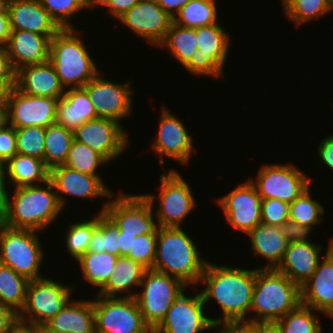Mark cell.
Listing matches in <instances>:
<instances>
[{
    "mask_svg": "<svg viewBox=\"0 0 333 333\" xmlns=\"http://www.w3.org/2000/svg\"><path fill=\"white\" fill-rule=\"evenodd\" d=\"M187 72L198 77L211 76L224 78V70L209 56L197 50L189 61L183 66Z\"/></svg>",
    "mask_w": 333,
    "mask_h": 333,
    "instance_id": "cell-46",
    "label": "cell"
},
{
    "mask_svg": "<svg viewBox=\"0 0 333 333\" xmlns=\"http://www.w3.org/2000/svg\"><path fill=\"white\" fill-rule=\"evenodd\" d=\"M92 219L71 223L66 231V248L73 260L87 253L94 229L97 227V213Z\"/></svg>",
    "mask_w": 333,
    "mask_h": 333,
    "instance_id": "cell-41",
    "label": "cell"
},
{
    "mask_svg": "<svg viewBox=\"0 0 333 333\" xmlns=\"http://www.w3.org/2000/svg\"><path fill=\"white\" fill-rule=\"evenodd\" d=\"M76 30L61 29L50 41L49 62L65 90L84 87L100 74L81 32Z\"/></svg>",
    "mask_w": 333,
    "mask_h": 333,
    "instance_id": "cell-5",
    "label": "cell"
},
{
    "mask_svg": "<svg viewBox=\"0 0 333 333\" xmlns=\"http://www.w3.org/2000/svg\"><path fill=\"white\" fill-rule=\"evenodd\" d=\"M216 201L235 230L248 234L261 224L262 197L249 179Z\"/></svg>",
    "mask_w": 333,
    "mask_h": 333,
    "instance_id": "cell-17",
    "label": "cell"
},
{
    "mask_svg": "<svg viewBox=\"0 0 333 333\" xmlns=\"http://www.w3.org/2000/svg\"><path fill=\"white\" fill-rule=\"evenodd\" d=\"M4 120L3 114L0 112V123Z\"/></svg>",
    "mask_w": 333,
    "mask_h": 333,
    "instance_id": "cell-64",
    "label": "cell"
},
{
    "mask_svg": "<svg viewBox=\"0 0 333 333\" xmlns=\"http://www.w3.org/2000/svg\"><path fill=\"white\" fill-rule=\"evenodd\" d=\"M157 233L143 234L133 240L132 250L126 257L138 262L147 270L152 269L155 261Z\"/></svg>",
    "mask_w": 333,
    "mask_h": 333,
    "instance_id": "cell-45",
    "label": "cell"
},
{
    "mask_svg": "<svg viewBox=\"0 0 333 333\" xmlns=\"http://www.w3.org/2000/svg\"><path fill=\"white\" fill-rule=\"evenodd\" d=\"M314 312V313H313ZM317 311L300 304L277 322L280 333H324Z\"/></svg>",
    "mask_w": 333,
    "mask_h": 333,
    "instance_id": "cell-38",
    "label": "cell"
},
{
    "mask_svg": "<svg viewBox=\"0 0 333 333\" xmlns=\"http://www.w3.org/2000/svg\"><path fill=\"white\" fill-rule=\"evenodd\" d=\"M215 329H218L219 333H256L254 328L245 321L220 323L215 325Z\"/></svg>",
    "mask_w": 333,
    "mask_h": 333,
    "instance_id": "cell-54",
    "label": "cell"
},
{
    "mask_svg": "<svg viewBox=\"0 0 333 333\" xmlns=\"http://www.w3.org/2000/svg\"><path fill=\"white\" fill-rule=\"evenodd\" d=\"M96 333H153L144 322L135 297L93 298Z\"/></svg>",
    "mask_w": 333,
    "mask_h": 333,
    "instance_id": "cell-11",
    "label": "cell"
},
{
    "mask_svg": "<svg viewBox=\"0 0 333 333\" xmlns=\"http://www.w3.org/2000/svg\"><path fill=\"white\" fill-rule=\"evenodd\" d=\"M201 283L206 287L200 291L205 305L212 299L219 304L222 318L215 319V325L224 322H247L251 310L255 287V269H242L208 261Z\"/></svg>",
    "mask_w": 333,
    "mask_h": 333,
    "instance_id": "cell-1",
    "label": "cell"
},
{
    "mask_svg": "<svg viewBox=\"0 0 333 333\" xmlns=\"http://www.w3.org/2000/svg\"><path fill=\"white\" fill-rule=\"evenodd\" d=\"M36 329H37L38 333H61L58 331L50 330L45 324L36 326Z\"/></svg>",
    "mask_w": 333,
    "mask_h": 333,
    "instance_id": "cell-62",
    "label": "cell"
},
{
    "mask_svg": "<svg viewBox=\"0 0 333 333\" xmlns=\"http://www.w3.org/2000/svg\"><path fill=\"white\" fill-rule=\"evenodd\" d=\"M16 88L31 96L61 98L65 94L54 66L48 61L43 64L27 65L16 71Z\"/></svg>",
    "mask_w": 333,
    "mask_h": 333,
    "instance_id": "cell-24",
    "label": "cell"
},
{
    "mask_svg": "<svg viewBox=\"0 0 333 333\" xmlns=\"http://www.w3.org/2000/svg\"><path fill=\"white\" fill-rule=\"evenodd\" d=\"M17 153L15 128L3 120L0 123V168Z\"/></svg>",
    "mask_w": 333,
    "mask_h": 333,
    "instance_id": "cell-48",
    "label": "cell"
},
{
    "mask_svg": "<svg viewBox=\"0 0 333 333\" xmlns=\"http://www.w3.org/2000/svg\"><path fill=\"white\" fill-rule=\"evenodd\" d=\"M119 234V227L105 212L97 213V227L94 229L87 252H107L118 256Z\"/></svg>",
    "mask_w": 333,
    "mask_h": 333,
    "instance_id": "cell-39",
    "label": "cell"
},
{
    "mask_svg": "<svg viewBox=\"0 0 333 333\" xmlns=\"http://www.w3.org/2000/svg\"><path fill=\"white\" fill-rule=\"evenodd\" d=\"M7 10L11 30H26L50 39L61 30L40 0H9Z\"/></svg>",
    "mask_w": 333,
    "mask_h": 333,
    "instance_id": "cell-22",
    "label": "cell"
},
{
    "mask_svg": "<svg viewBox=\"0 0 333 333\" xmlns=\"http://www.w3.org/2000/svg\"><path fill=\"white\" fill-rule=\"evenodd\" d=\"M318 157L331 171L333 170V135L326 136L318 146Z\"/></svg>",
    "mask_w": 333,
    "mask_h": 333,
    "instance_id": "cell-51",
    "label": "cell"
},
{
    "mask_svg": "<svg viewBox=\"0 0 333 333\" xmlns=\"http://www.w3.org/2000/svg\"><path fill=\"white\" fill-rule=\"evenodd\" d=\"M49 180L54 186L58 201L62 208L65 207V196L76 198H110L113 192L104 183L100 175H89L64 165L50 169Z\"/></svg>",
    "mask_w": 333,
    "mask_h": 333,
    "instance_id": "cell-20",
    "label": "cell"
},
{
    "mask_svg": "<svg viewBox=\"0 0 333 333\" xmlns=\"http://www.w3.org/2000/svg\"><path fill=\"white\" fill-rule=\"evenodd\" d=\"M138 37L156 47L165 39L173 18L156 0H140L118 19Z\"/></svg>",
    "mask_w": 333,
    "mask_h": 333,
    "instance_id": "cell-19",
    "label": "cell"
},
{
    "mask_svg": "<svg viewBox=\"0 0 333 333\" xmlns=\"http://www.w3.org/2000/svg\"><path fill=\"white\" fill-rule=\"evenodd\" d=\"M201 293L189 297L182 292L153 333H201L215 329V318L205 314Z\"/></svg>",
    "mask_w": 333,
    "mask_h": 333,
    "instance_id": "cell-13",
    "label": "cell"
},
{
    "mask_svg": "<svg viewBox=\"0 0 333 333\" xmlns=\"http://www.w3.org/2000/svg\"><path fill=\"white\" fill-rule=\"evenodd\" d=\"M11 31L8 10L6 8L0 12V46L7 47Z\"/></svg>",
    "mask_w": 333,
    "mask_h": 333,
    "instance_id": "cell-57",
    "label": "cell"
},
{
    "mask_svg": "<svg viewBox=\"0 0 333 333\" xmlns=\"http://www.w3.org/2000/svg\"><path fill=\"white\" fill-rule=\"evenodd\" d=\"M183 227H159L152 270L175 276L187 288L201 284L208 260Z\"/></svg>",
    "mask_w": 333,
    "mask_h": 333,
    "instance_id": "cell-2",
    "label": "cell"
},
{
    "mask_svg": "<svg viewBox=\"0 0 333 333\" xmlns=\"http://www.w3.org/2000/svg\"><path fill=\"white\" fill-rule=\"evenodd\" d=\"M118 256L107 252L83 254L78 260L84 281L99 290L108 282L115 270Z\"/></svg>",
    "mask_w": 333,
    "mask_h": 333,
    "instance_id": "cell-32",
    "label": "cell"
},
{
    "mask_svg": "<svg viewBox=\"0 0 333 333\" xmlns=\"http://www.w3.org/2000/svg\"><path fill=\"white\" fill-rule=\"evenodd\" d=\"M327 2L331 5V7L333 8V0H327Z\"/></svg>",
    "mask_w": 333,
    "mask_h": 333,
    "instance_id": "cell-65",
    "label": "cell"
},
{
    "mask_svg": "<svg viewBox=\"0 0 333 333\" xmlns=\"http://www.w3.org/2000/svg\"><path fill=\"white\" fill-rule=\"evenodd\" d=\"M256 333H280L277 321H249Z\"/></svg>",
    "mask_w": 333,
    "mask_h": 333,
    "instance_id": "cell-59",
    "label": "cell"
},
{
    "mask_svg": "<svg viewBox=\"0 0 333 333\" xmlns=\"http://www.w3.org/2000/svg\"><path fill=\"white\" fill-rule=\"evenodd\" d=\"M281 231L284 237L293 242H310V233L313 229L300 225L290 219L284 222L281 226Z\"/></svg>",
    "mask_w": 333,
    "mask_h": 333,
    "instance_id": "cell-49",
    "label": "cell"
},
{
    "mask_svg": "<svg viewBox=\"0 0 333 333\" xmlns=\"http://www.w3.org/2000/svg\"><path fill=\"white\" fill-rule=\"evenodd\" d=\"M59 99L43 96H31L13 88L4 121L14 127L39 126L47 128L55 124Z\"/></svg>",
    "mask_w": 333,
    "mask_h": 333,
    "instance_id": "cell-16",
    "label": "cell"
},
{
    "mask_svg": "<svg viewBox=\"0 0 333 333\" xmlns=\"http://www.w3.org/2000/svg\"><path fill=\"white\" fill-rule=\"evenodd\" d=\"M1 169L4 178L15 188L44 184L50 176V169L43 160L19 153L10 158Z\"/></svg>",
    "mask_w": 333,
    "mask_h": 333,
    "instance_id": "cell-30",
    "label": "cell"
},
{
    "mask_svg": "<svg viewBox=\"0 0 333 333\" xmlns=\"http://www.w3.org/2000/svg\"><path fill=\"white\" fill-rule=\"evenodd\" d=\"M123 128L122 123L98 117L78 127L73 132L74 140L87 145L108 162H112L128 149L130 138Z\"/></svg>",
    "mask_w": 333,
    "mask_h": 333,
    "instance_id": "cell-15",
    "label": "cell"
},
{
    "mask_svg": "<svg viewBox=\"0 0 333 333\" xmlns=\"http://www.w3.org/2000/svg\"><path fill=\"white\" fill-rule=\"evenodd\" d=\"M50 41L51 39L45 35L26 30H12L7 50L14 70L48 62Z\"/></svg>",
    "mask_w": 333,
    "mask_h": 333,
    "instance_id": "cell-23",
    "label": "cell"
},
{
    "mask_svg": "<svg viewBox=\"0 0 333 333\" xmlns=\"http://www.w3.org/2000/svg\"><path fill=\"white\" fill-rule=\"evenodd\" d=\"M153 211V206L143 194L128 195L120 191L119 194H113L108 201H105L99 213L105 212L123 235L137 237L158 233L159 226Z\"/></svg>",
    "mask_w": 333,
    "mask_h": 333,
    "instance_id": "cell-10",
    "label": "cell"
},
{
    "mask_svg": "<svg viewBox=\"0 0 333 333\" xmlns=\"http://www.w3.org/2000/svg\"><path fill=\"white\" fill-rule=\"evenodd\" d=\"M73 290L71 285L45 276L29 281L24 307L17 315L18 323L31 327L44 325L71 300Z\"/></svg>",
    "mask_w": 333,
    "mask_h": 333,
    "instance_id": "cell-8",
    "label": "cell"
},
{
    "mask_svg": "<svg viewBox=\"0 0 333 333\" xmlns=\"http://www.w3.org/2000/svg\"><path fill=\"white\" fill-rule=\"evenodd\" d=\"M313 275L300 287L301 304L328 317L333 313V239Z\"/></svg>",
    "mask_w": 333,
    "mask_h": 333,
    "instance_id": "cell-21",
    "label": "cell"
},
{
    "mask_svg": "<svg viewBox=\"0 0 333 333\" xmlns=\"http://www.w3.org/2000/svg\"><path fill=\"white\" fill-rule=\"evenodd\" d=\"M10 333H38L36 327L17 324Z\"/></svg>",
    "mask_w": 333,
    "mask_h": 333,
    "instance_id": "cell-61",
    "label": "cell"
},
{
    "mask_svg": "<svg viewBox=\"0 0 333 333\" xmlns=\"http://www.w3.org/2000/svg\"><path fill=\"white\" fill-rule=\"evenodd\" d=\"M139 1L140 0H92V7L93 9L106 7L112 18L118 19L126 11L138 4Z\"/></svg>",
    "mask_w": 333,
    "mask_h": 333,
    "instance_id": "cell-50",
    "label": "cell"
},
{
    "mask_svg": "<svg viewBox=\"0 0 333 333\" xmlns=\"http://www.w3.org/2000/svg\"><path fill=\"white\" fill-rule=\"evenodd\" d=\"M310 187L290 203L289 219L311 229L323 222L325 208L322 203L314 200Z\"/></svg>",
    "mask_w": 333,
    "mask_h": 333,
    "instance_id": "cell-40",
    "label": "cell"
},
{
    "mask_svg": "<svg viewBox=\"0 0 333 333\" xmlns=\"http://www.w3.org/2000/svg\"><path fill=\"white\" fill-rule=\"evenodd\" d=\"M322 250V246L312 241L290 243L276 269L301 287L315 272Z\"/></svg>",
    "mask_w": 333,
    "mask_h": 333,
    "instance_id": "cell-25",
    "label": "cell"
},
{
    "mask_svg": "<svg viewBox=\"0 0 333 333\" xmlns=\"http://www.w3.org/2000/svg\"><path fill=\"white\" fill-rule=\"evenodd\" d=\"M249 179L262 199L292 203L311 185V178L292 164H265L256 177Z\"/></svg>",
    "mask_w": 333,
    "mask_h": 333,
    "instance_id": "cell-12",
    "label": "cell"
},
{
    "mask_svg": "<svg viewBox=\"0 0 333 333\" xmlns=\"http://www.w3.org/2000/svg\"><path fill=\"white\" fill-rule=\"evenodd\" d=\"M135 235H123V232H120L117 237L118 243V257L127 256L129 251L132 250V244Z\"/></svg>",
    "mask_w": 333,
    "mask_h": 333,
    "instance_id": "cell-60",
    "label": "cell"
},
{
    "mask_svg": "<svg viewBox=\"0 0 333 333\" xmlns=\"http://www.w3.org/2000/svg\"><path fill=\"white\" fill-rule=\"evenodd\" d=\"M74 133L65 127L53 124L46 128L43 162L51 169L64 165L72 142Z\"/></svg>",
    "mask_w": 333,
    "mask_h": 333,
    "instance_id": "cell-34",
    "label": "cell"
},
{
    "mask_svg": "<svg viewBox=\"0 0 333 333\" xmlns=\"http://www.w3.org/2000/svg\"><path fill=\"white\" fill-rule=\"evenodd\" d=\"M43 8L60 29H75L72 18L82 9H90L92 0H40Z\"/></svg>",
    "mask_w": 333,
    "mask_h": 333,
    "instance_id": "cell-42",
    "label": "cell"
},
{
    "mask_svg": "<svg viewBox=\"0 0 333 333\" xmlns=\"http://www.w3.org/2000/svg\"><path fill=\"white\" fill-rule=\"evenodd\" d=\"M6 185V179L4 178L3 171L0 168V225L4 223L8 210L9 192L7 191L8 188Z\"/></svg>",
    "mask_w": 333,
    "mask_h": 333,
    "instance_id": "cell-56",
    "label": "cell"
},
{
    "mask_svg": "<svg viewBox=\"0 0 333 333\" xmlns=\"http://www.w3.org/2000/svg\"><path fill=\"white\" fill-rule=\"evenodd\" d=\"M216 0H190L173 18V23L197 28L218 23Z\"/></svg>",
    "mask_w": 333,
    "mask_h": 333,
    "instance_id": "cell-35",
    "label": "cell"
},
{
    "mask_svg": "<svg viewBox=\"0 0 333 333\" xmlns=\"http://www.w3.org/2000/svg\"><path fill=\"white\" fill-rule=\"evenodd\" d=\"M12 193V198L8 194L7 216L3 223L9 228L42 232L63 211L50 180L41 185L13 188Z\"/></svg>",
    "mask_w": 333,
    "mask_h": 333,
    "instance_id": "cell-3",
    "label": "cell"
},
{
    "mask_svg": "<svg viewBox=\"0 0 333 333\" xmlns=\"http://www.w3.org/2000/svg\"><path fill=\"white\" fill-rule=\"evenodd\" d=\"M98 118L94 105L83 87L67 89L57 103L55 123L75 131L83 123Z\"/></svg>",
    "mask_w": 333,
    "mask_h": 333,
    "instance_id": "cell-27",
    "label": "cell"
},
{
    "mask_svg": "<svg viewBox=\"0 0 333 333\" xmlns=\"http://www.w3.org/2000/svg\"><path fill=\"white\" fill-rule=\"evenodd\" d=\"M290 203L273 199H262L261 223L281 226L289 219Z\"/></svg>",
    "mask_w": 333,
    "mask_h": 333,
    "instance_id": "cell-47",
    "label": "cell"
},
{
    "mask_svg": "<svg viewBox=\"0 0 333 333\" xmlns=\"http://www.w3.org/2000/svg\"><path fill=\"white\" fill-rule=\"evenodd\" d=\"M14 87H16V80H0V112L3 115L7 110L9 97Z\"/></svg>",
    "mask_w": 333,
    "mask_h": 333,
    "instance_id": "cell-55",
    "label": "cell"
},
{
    "mask_svg": "<svg viewBox=\"0 0 333 333\" xmlns=\"http://www.w3.org/2000/svg\"><path fill=\"white\" fill-rule=\"evenodd\" d=\"M160 7L172 18L178 11L186 5L190 0H156Z\"/></svg>",
    "mask_w": 333,
    "mask_h": 333,
    "instance_id": "cell-58",
    "label": "cell"
},
{
    "mask_svg": "<svg viewBox=\"0 0 333 333\" xmlns=\"http://www.w3.org/2000/svg\"><path fill=\"white\" fill-rule=\"evenodd\" d=\"M301 304L300 287L276 268H255L249 321H278Z\"/></svg>",
    "mask_w": 333,
    "mask_h": 333,
    "instance_id": "cell-4",
    "label": "cell"
},
{
    "mask_svg": "<svg viewBox=\"0 0 333 333\" xmlns=\"http://www.w3.org/2000/svg\"><path fill=\"white\" fill-rule=\"evenodd\" d=\"M285 16L296 27L319 19L333 10L327 0H281Z\"/></svg>",
    "mask_w": 333,
    "mask_h": 333,
    "instance_id": "cell-37",
    "label": "cell"
},
{
    "mask_svg": "<svg viewBox=\"0 0 333 333\" xmlns=\"http://www.w3.org/2000/svg\"><path fill=\"white\" fill-rule=\"evenodd\" d=\"M109 163L102 155L87 145L72 142L64 166L89 175H99L98 168Z\"/></svg>",
    "mask_w": 333,
    "mask_h": 333,
    "instance_id": "cell-43",
    "label": "cell"
},
{
    "mask_svg": "<svg viewBox=\"0 0 333 333\" xmlns=\"http://www.w3.org/2000/svg\"><path fill=\"white\" fill-rule=\"evenodd\" d=\"M9 0H0V12L4 11L7 8Z\"/></svg>",
    "mask_w": 333,
    "mask_h": 333,
    "instance_id": "cell-63",
    "label": "cell"
},
{
    "mask_svg": "<svg viewBox=\"0 0 333 333\" xmlns=\"http://www.w3.org/2000/svg\"><path fill=\"white\" fill-rule=\"evenodd\" d=\"M159 120L158 133L153 146H151V150L157 152L156 154L161 157L159 165L164 168V158L166 156V158L186 166L194 149L192 135H190L182 121L165 106L162 107Z\"/></svg>",
    "mask_w": 333,
    "mask_h": 333,
    "instance_id": "cell-18",
    "label": "cell"
},
{
    "mask_svg": "<svg viewBox=\"0 0 333 333\" xmlns=\"http://www.w3.org/2000/svg\"><path fill=\"white\" fill-rule=\"evenodd\" d=\"M45 325L61 333H96L92 300H70Z\"/></svg>",
    "mask_w": 333,
    "mask_h": 333,
    "instance_id": "cell-26",
    "label": "cell"
},
{
    "mask_svg": "<svg viewBox=\"0 0 333 333\" xmlns=\"http://www.w3.org/2000/svg\"><path fill=\"white\" fill-rule=\"evenodd\" d=\"M167 173V174H166ZM160 176V189L157 196L143 194L155 208L156 197L158 205L154 211L159 227H181L186 217L195 210L196 201L190 185L177 170L163 173Z\"/></svg>",
    "mask_w": 333,
    "mask_h": 333,
    "instance_id": "cell-7",
    "label": "cell"
},
{
    "mask_svg": "<svg viewBox=\"0 0 333 333\" xmlns=\"http://www.w3.org/2000/svg\"><path fill=\"white\" fill-rule=\"evenodd\" d=\"M130 84L131 80L118 84L103 79L98 74L83 88L94 105L98 117L120 123L124 118L130 117L133 108L132 95L135 90Z\"/></svg>",
    "mask_w": 333,
    "mask_h": 333,
    "instance_id": "cell-14",
    "label": "cell"
},
{
    "mask_svg": "<svg viewBox=\"0 0 333 333\" xmlns=\"http://www.w3.org/2000/svg\"><path fill=\"white\" fill-rule=\"evenodd\" d=\"M146 270L147 269L145 267H143L138 262H135L131 258L120 256L117 259L115 270L111 274L108 282L99 290L96 295L108 298L135 297L136 293L131 290L134 289V286H140ZM123 293H126V295Z\"/></svg>",
    "mask_w": 333,
    "mask_h": 333,
    "instance_id": "cell-29",
    "label": "cell"
},
{
    "mask_svg": "<svg viewBox=\"0 0 333 333\" xmlns=\"http://www.w3.org/2000/svg\"><path fill=\"white\" fill-rule=\"evenodd\" d=\"M196 41L195 28L182 27L172 22L165 39L157 47L170 50L172 57L183 67L197 51Z\"/></svg>",
    "mask_w": 333,
    "mask_h": 333,
    "instance_id": "cell-36",
    "label": "cell"
},
{
    "mask_svg": "<svg viewBox=\"0 0 333 333\" xmlns=\"http://www.w3.org/2000/svg\"><path fill=\"white\" fill-rule=\"evenodd\" d=\"M0 80H16V71L11 64L5 46H0Z\"/></svg>",
    "mask_w": 333,
    "mask_h": 333,
    "instance_id": "cell-52",
    "label": "cell"
},
{
    "mask_svg": "<svg viewBox=\"0 0 333 333\" xmlns=\"http://www.w3.org/2000/svg\"><path fill=\"white\" fill-rule=\"evenodd\" d=\"M38 233L35 230L0 225V263L29 281L43 278L40 268L46 254Z\"/></svg>",
    "mask_w": 333,
    "mask_h": 333,
    "instance_id": "cell-6",
    "label": "cell"
},
{
    "mask_svg": "<svg viewBox=\"0 0 333 333\" xmlns=\"http://www.w3.org/2000/svg\"><path fill=\"white\" fill-rule=\"evenodd\" d=\"M17 324V314L0 304V333H10Z\"/></svg>",
    "mask_w": 333,
    "mask_h": 333,
    "instance_id": "cell-53",
    "label": "cell"
},
{
    "mask_svg": "<svg viewBox=\"0 0 333 333\" xmlns=\"http://www.w3.org/2000/svg\"><path fill=\"white\" fill-rule=\"evenodd\" d=\"M17 152L43 160L45 147V127L29 126L15 128Z\"/></svg>",
    "mask_w": 333,
    "mask_h": 333,
    "instance_id": "cell-44",
    "label": "cell"
},
{
    "mask_svg": "<svg viewBox=\"0 0 333 333\" xmlns=\"http://www.w3.org/2000/svg\"><path fill=\"white\" fill-rule=\"evenodd\" d=\"M29 280L0 263V304L17 315L24 307Z\"/></svg>",
    "mask_w": 333,
    "mask_h": 333,
    "instance_id": "cell-33",
    "label": "cell"
},
{
    "mask_svg": "<svg viewBox=\"0 0 333 333\" xmlns=\"http://www.w3.org/2000/svg\"><path fill=\"white\" fill-rule=\"evenodd\" d=\"M216 23L195 28L197 50L209 55L223 70L230 50V35Z\"/></svg>",
    "mask_w": 333,
    "mask_h": 333,
    "instance_id": "cell-31",
    "label": "cell"
},
{
    "mask_svg": "<svg viewBox=\"0 0 333 333\" xmlns=\"http://www.w3.org/2000/svg\"><path fill=\"white\" fill-rule=\"evenodd\" d=\"M135 299L144 322L153 331L165 318L168 310L179 295L187 290L175 276L152 269L145 271Z\"/></svg>",
    "mask_w": 333,
    "mask_h": 333,
    "instance_id": "cell-9",
    "label": "cell"
},
{
    "mask_svg": "<svg viewBox=\"0 0 333 333\" xmlns=\"http://www.w3.org/2000/svg\"><path fill=\"white\" fill-rule=\"evenodd\" d=\"M247 236L254 255L267 262L261 268L267 269L278 267L291 243L282 234L281 227L276 225L258 224Z\"/></svg>",
    "mask_w": 333,
    "mask_h": 333,
    "instance_id": "cell-28",
    "label": "cell"
}]
</instances>
